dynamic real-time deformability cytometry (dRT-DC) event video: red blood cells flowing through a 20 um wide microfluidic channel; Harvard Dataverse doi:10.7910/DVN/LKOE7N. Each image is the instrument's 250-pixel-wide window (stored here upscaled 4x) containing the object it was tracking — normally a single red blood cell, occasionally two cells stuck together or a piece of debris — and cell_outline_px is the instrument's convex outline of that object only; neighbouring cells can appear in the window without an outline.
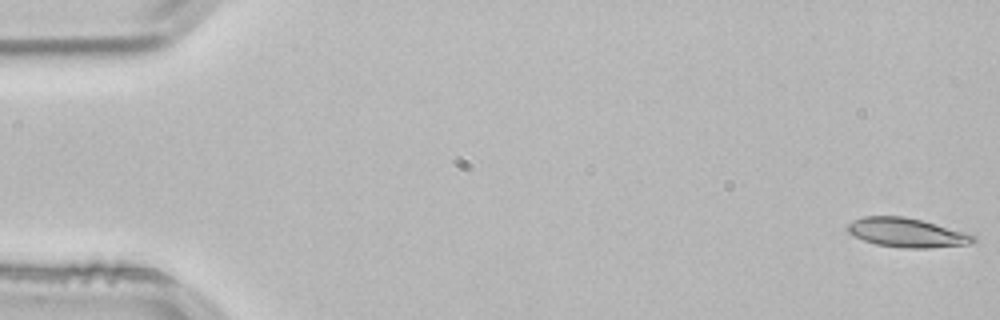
{"species": "common noctule bat (a hibernating species)", "species_latin": "Nyctalus noctula", "temperature_condition": "room temperature", "stored_images_in_passage": 54, "camera_frame_rate_fps": 3000, "um_per_image_px": 0.085, "animal": {"sex": "male", "body_mass_g": 21.5, "forearm_length_mm": 52.0}, "frame": {"image": 1, "passage_image": 1, "time_ms": 0.0, "image_size_px": [1000, 320], "cell_outline_px": [[976, 240], [972, 244], [928, 248], [904, 248], [876, 244], [864, 240], [848, 232], [844, 228], [848, 224], [864, 216], [904, 216], [968, 232], [976, 236]], "centroid_in_image_um": [77.13, 19.78], "position_along_channel_um": 7.9, "area_um2": 21.39}}
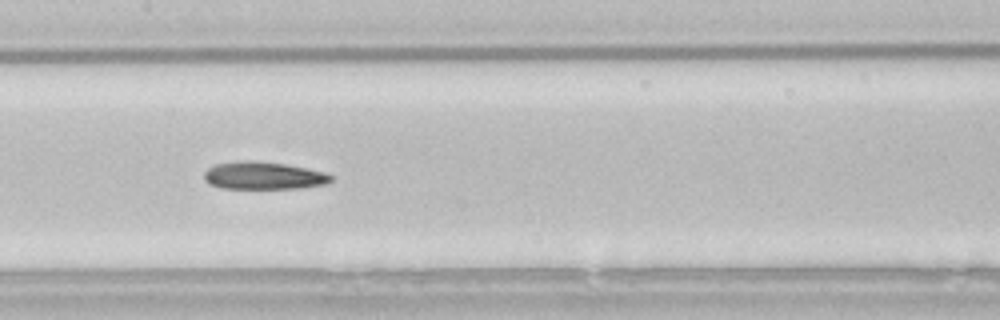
{"frame": {"image": 2, "passage_image": 26, "time_ms": 8.333, "image_size_px": [1000, 320], "cell_outline_px": [[332, 180], [324, 184], [304, 188], [220, 188], [208, 184], [204, 180], [204, 172], [208, 168], [216, 164], [240, 160], [248, 160], [284, 164], [308, 168], [324, 172], [332, 176]], "centroid_in_image_um": [22.37, 14.93], "position_along_channel_um": 185.0, "area_um2": 20.4}}
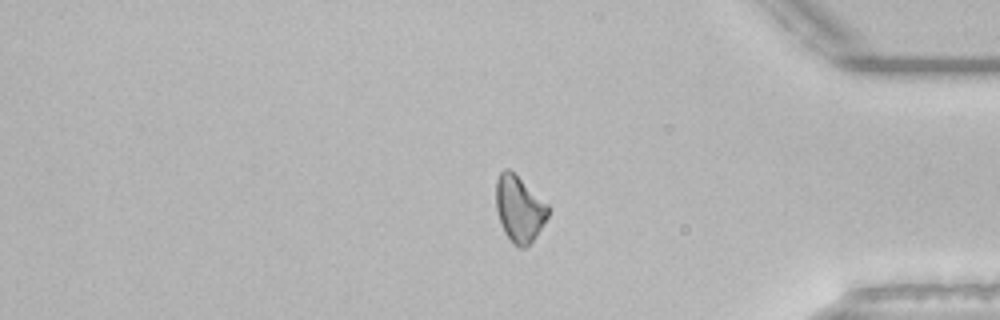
{"frame": {"image": 3, "passage_image": 44, "time_ms": 14.333, "image_size_px": [1000, 320], "cell_outline_px": [[548, 216], [544, 224], [536, 236], [524, 248], [520, 248], [512, 244], [504, 232], [500, 224], [496, 208], [496, 180], [500, 172], [504, 168], [508, 168], [548, 204]], "centroid_in_image_um": [44.12, 17.77], "position_along_channel_um": 391.1, "area_um2": 20.0}}